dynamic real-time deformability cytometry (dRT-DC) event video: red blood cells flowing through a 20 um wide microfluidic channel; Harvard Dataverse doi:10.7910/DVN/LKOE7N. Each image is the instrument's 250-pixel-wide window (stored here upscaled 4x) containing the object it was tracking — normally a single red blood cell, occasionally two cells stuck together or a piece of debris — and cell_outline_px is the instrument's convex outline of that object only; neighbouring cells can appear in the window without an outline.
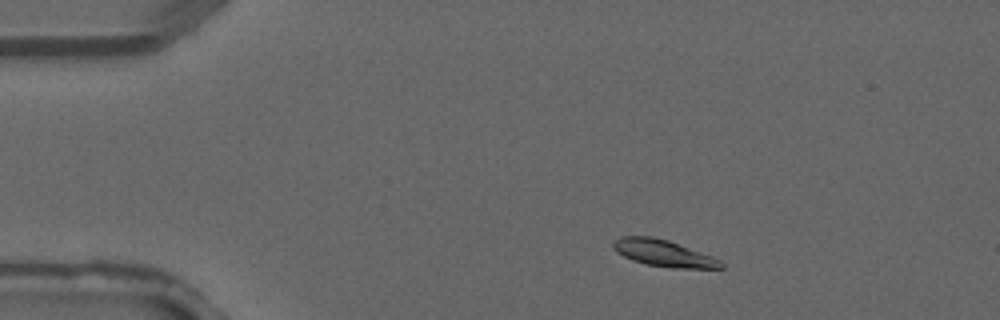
{"species": "common noctule bat (a hibernating species)", "species_latin": "Nyctalus noctula", "temperature_condition": "warm", "stored_images_in_passage": 3, "camera_frame_rate_fps": 3000, "um_per_image_px": 0.085, "animal": {"sex": "male", "forearm_length_mm": 52.5}, "frame": {"image": 1, "passage_image": 1, "time_ms": 0.0, "image_size_px": [1000, 320], "cell_outline_px": [[724, 268], [672, 268], [648, 264], [632, 260], [616, 252], [612, 248], [612, 244], [620, 236], [652, 236], [668, 240], [712, 256], [720, 260], [724, 264]], "centroid_in_image_um": [56.39, 21.51], "position_along_channel_um": 28.6, "area_um2": 16.65}}